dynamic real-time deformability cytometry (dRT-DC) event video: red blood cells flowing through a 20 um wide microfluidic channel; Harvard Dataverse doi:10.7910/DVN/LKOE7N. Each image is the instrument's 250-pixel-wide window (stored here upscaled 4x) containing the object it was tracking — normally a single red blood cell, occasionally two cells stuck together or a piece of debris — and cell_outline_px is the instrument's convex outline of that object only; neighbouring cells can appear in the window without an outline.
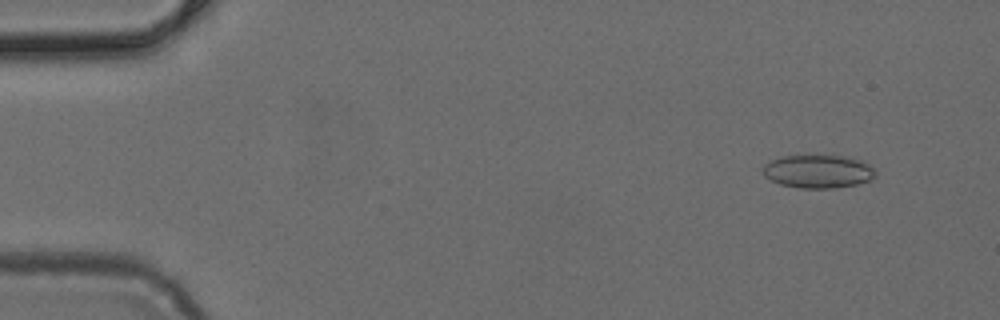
{"species": "common noctule bat (a hibernating species)", "species_latin": "Nyctalus noctula", "temperature_condition": "cold", "stored_images_in_passage": 4, "camera_frame_rate_fps": 3000, "um_per_image_px": 0.085, "animal": {"sex": "female", "body_mass_g": 24.6, "forearm_length_mm": 56.2}, "frame": {"image": 1, "passage_image": 1, "time_ms": 0.0, "image_size_px": [1000, 320], "cell_outline_px": [[876, 176], [872, 180], [856, 184], [832, 188], [800, 188], [780, 184], [764, 176], [764, 164], [780, 156], [848, 156], [864, 160], [876, 168]], "centroid_in_image_um": [69.61, 14.56], "position_along_channel_um": 15.4, "area_um2": 21.96}}